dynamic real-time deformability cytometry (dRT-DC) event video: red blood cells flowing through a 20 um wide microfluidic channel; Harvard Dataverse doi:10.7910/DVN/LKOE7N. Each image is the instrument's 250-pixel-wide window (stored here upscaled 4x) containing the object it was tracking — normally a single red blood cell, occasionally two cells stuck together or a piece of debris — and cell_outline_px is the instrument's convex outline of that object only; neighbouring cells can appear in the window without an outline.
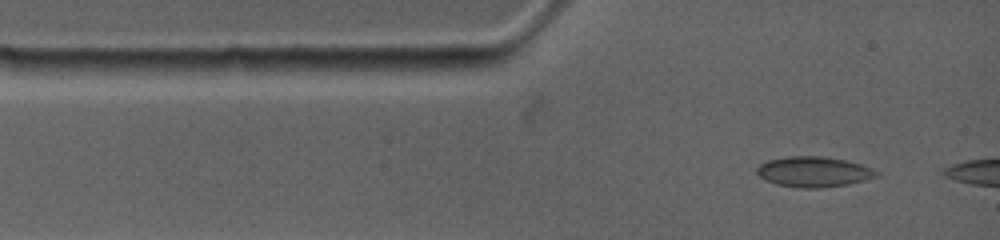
{"species": "common noctule bat (a hibernating species)", "species_latin": "Nyctalus noctula", "temperature_condition": "warm", "stored_images_in_passage": 4, "camera_frame_rate_fps": 4500, "um_per_image_px": 0.085, "animal": {"sex": "female", "body_mass_g": 19.0, "forearm_length_mm": 53.3}, "frame": {"image": 1, "passage_image": 1, "time_ms": 0.0, "image_size_px": [1000, 240], "cell_outline_px": [[880, 176], [848, 184], [820, 188], [800, 188], [776, 184], [764, 180], [756, 172], [756, 168], [760, 164], [768, 160], [788, 156], [824, 156], [844, 160], [860, 164], [872, 168], [880, 172]], "centroid_in_image_um": [69.17, 14.6], "position_along_channel_um": 15.8, "area_um2": 21.27}}
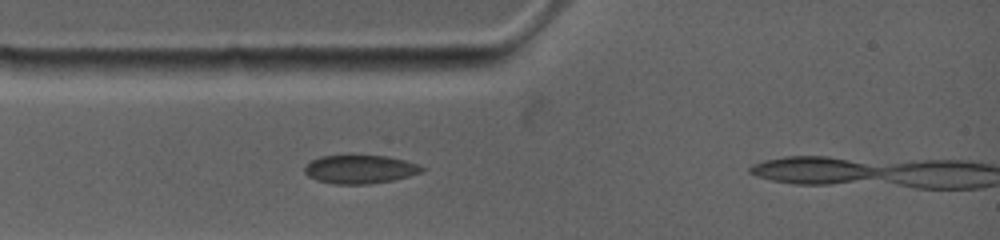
{"frame": {"image": 2, "passage_image": 3, "time_ms": 1.556, "image_size_px": [1000, 240], "cell_outline_px": [[424, 172], [392, 180], [368, 184], [332, 184], [316, 180], [308, 176], [304, 172], [304, 164], [320, 156], [388, 156], [404, 160], [416, 164], [424, 168]], "centroid_in_image_um": [30.56, 14.4], "position_along_channel_um": 54.4, "area_um2": 19.42}}